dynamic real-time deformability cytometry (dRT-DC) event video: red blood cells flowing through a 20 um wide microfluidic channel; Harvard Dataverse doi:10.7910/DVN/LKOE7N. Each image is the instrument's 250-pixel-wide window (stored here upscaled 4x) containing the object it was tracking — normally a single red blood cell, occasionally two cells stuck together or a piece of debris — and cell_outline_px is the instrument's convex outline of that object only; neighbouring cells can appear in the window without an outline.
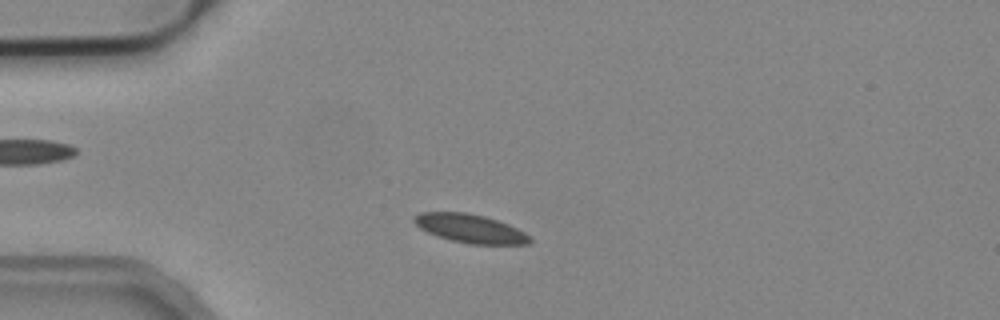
{"species": "common noctule bat (a hibernating species)", "species_latin": "Nyctalus noctula", "temperature_condition": "cold", "stored_images_in_passage": 47, "camera_frame_rate_fps": 3000, "um_per_image_px": 0.085, "animal": {"sex": "male", "body_mass_g": 19.2, "forearm_length_mm": 51.8}, "frame": {"image": 1, "passage_image": 8, "time_ms": 2.333, "image_size_px": [1000, 320], "cell_outline_px": [[532, 240], [528, 244], [472, 244], [452, 240], [428, 232], [420, 228], [412, 220], [412, 216], [420, 212], [464, 212], [484, 216], [508, 224], [524, 232]], "centroid_in_image_um": [39.94, 19.41], "position_along_channel_um": 45.1, "area_um2": 19.02}}
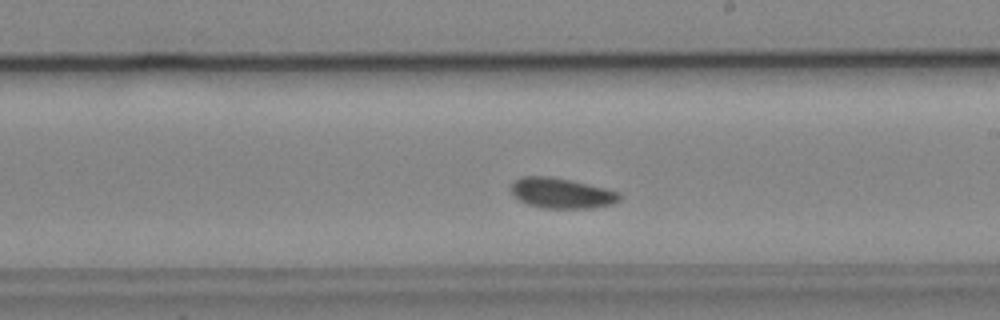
{"frame": {"image": 2, "passage_image": 25, "time_ms": 8.0, "image_size_px": [1000, 320], "cell_outline_px": [[620, 200], [612, 204], [596, 208], [540, 208], [528, 204], [520, 200], [512, 192], [512, 184], [520, 176], [552, 176], [572, 180], [620, 192]], "centroid_in_image_um": [47.76, 16.42], "position_along_channel_um": 241.2, "area_um2": 19.19}}
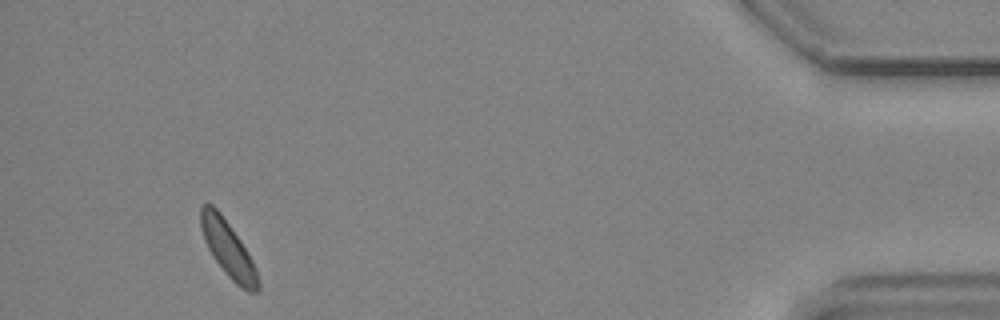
{"frame": {"image": 3, "passage_image": 44, "time_ms": 14.333, "image_size_px": [1000, 320], "cell_outline_px": [[260, 292], [248, 292], [236, 284], [228, 276], [212, 256], [204, 240], [200, 228], [200, 208], [204, 204], [212, 204], [220, 212], [240, 240], [252, 260], [256, 268], [260, 284]], "centroid_in_image_um": [19.39, 21.18], "position_along_channel_um": 415.8, "area_um2": 18.61}}